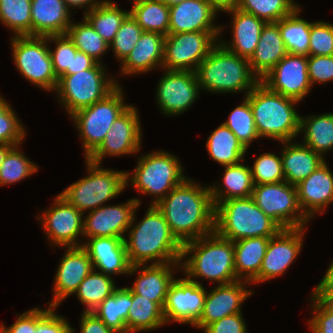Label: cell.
Segmentation results:
<instances>
[{
    "mask_svg": "<svg viewBox=\"0 0 333 333\" xmlns=\"http://www.w3.org/2000/svg\"><path fill=\"white\" fill-rule=\"evenodd\" d=\"M242 313H236L209 324L204 333H247Z\"/></svg>",
    "mask_w": 333,
    "mask_h": 333,
    "instance_id": "55",
    "label": "cell"
},
{
    "mask_svg": "<svg viewBox=\"0 0 333 333\" xmlns=\"http://www.w3.org/2000/svg\"><path fill=\"white\" fill-rule=\"evenodd\" d=\"M16 321L9 327L0 324V333H34L36 330V307L17 315Z\"/></svg>",
    "mask_w": 333,
    "mask_h": 333,
    "instance_id": "56",
    "label": "cell"
},
{
    "mask_svg": "<svg viewBox=\"0 0 333 333\" xmlns=\"http://www.w3.org/2000/svg\"><path fill=\"white\" fill-rule=\"evenodd\" d=\"M97 63L91 56L78 51L73 56L72 70H67L63 75H72L79 71L87 70L92 68Z\"/></svg>",
    "mask_w": 333,
    "mask_h": 333,
    "instance_id": "59",
    "label": "cell"
},
{
    "mask_svg": "<svg viewBox=\"0 0 333 333\" xmlns=\"http://www.w3.org/2000/svg\"><path fill=\"white\" fill-rule=\"evenodd\" d=\"M163 1L166 5H168L169 7L173 6V5H176V4H179L181 3L182 1L184 0H161Z\"/></svg>",
    "mask_w": 333,
    "mask_h": 333,
    "instance_id": "63",
    "label": "cell"
},
{
    "mask_svg": "<svg viewBox=\"0 0 333 333\" xmlns=\"http://www.w3.org/2000/svg\"><path fill=\"white\" fill-rule=\"evenodd\" d=\"M135 106H130L119 115L101 145L87 158L101 164L105 156H123L138 154L141 147L142 129L139 113Z\"/></svg>",
    "mask_w": 333,
    "mask_h": 333,
    "instance_id": "14",
    "label": "cell"
},
{
    "mask_svg": "<svg viewBox=\"0 0 333 333\" xmlns=\"http://www.w3.org/2000/svg\"><path fill=\"white\" fill-rule=\"evenodd\" d=\"M233 241L215 231L182 246L180 268L186 278L201 285L195 278L208 279L217 285L238 281L234 265ZM187 259V260H186Z\"/></svg>",
    "mask_w": 333,
    "mask_h": 333,
    "instance_id": "3",
    "label": "cell"
},
{
    "mask_svg": "<svg viewBox=\"0 0 333 333\" xmlns=\"http://www.w3.org/2000/svg\"><path fill=\"white\" fill-rule=\"evenodd\" d=\"M64 0H31V36L66 34L72 23Z\"/></svg>",
    "mask_w": 333,
    "mask_h": 333,
    "instance_id": "27",
    "label": "cell"
},
{
    "mask_svg": "<svg viewBox=\"0 0 333 333\" xmlns=\"http://www.w3.org/2000/svg\"><path fill=\"white\" fill-rule=\"evenodd\" d=\"M87 175L59 193L85 215L116 198L126 186V171L104 169L101 164L85 159Z\"/></svg>",
    "mask_w": 333,
    "mask_h": 333,
    "instance_id": "8",
    "label": "cell"
},
{
    "mask_svg": "<svg viewBox=\"0 0 333 333\" xmlns=\"http://www.w3.org/2000/svg\"><path fill=\"white\" fill-rule=\"evenodd\" d=\"M301 10L298 7L291 15L280 19L276 23L279 26L287 52L293 55L308 56L312 22L299 18Z\"/></svg>",
    "mask_w": 333,
    "mask_h": 333,
    "instance_id": "40",
    "label": "cell"
},
{
    "mask_svg": "<svg viewBox=\"0 0 333 333\" xmlns=\"http://www.w3.org/2000/svg\"><path fill=\"white\" fill-rule=\"evenodd\" d=\"M250 284L248 281L238 280L212 288L209 293L207 292L203 312L193 327L204 330L209 324L219 319L242 313V303L254 293L246 289V286Z\"/></svg>",
    "mask_w": 333,
    "mask_h": 333,
    "instance_id": "21",
    "label": "cell"
},
{
    "mask_svg": "<svg viewBox=\"0 0 333 333\" xmlns=\"http://www.w3.org/2000/svg\"><path fill=\"white\" fill-rule=\"evenodd\" d=\"M271 237L244 238L233 242L238 280L252 282L258 275Z\"/></svg>",
    "mask_w": 333,
    "mask_h": 333,
    "instance_id": "32",
    "label": "cell"
},
{
    "mask_svg": "<svg viewBox=\"0 0 333 333\" xmlns=\"http://www.w3.org/2000/svg\"><path fill=\"white\" fill-rule=\"evenodd\" d=\"M52 207L44 209L42 216H37L52 246L79 247L82 243L77 238L83 236L84 214L68 203L59 194L54 198ZM52 242V243H51Z\"/></svg>",
    "mask_w": 333,
    "mask_h": 333,
    "instance_id": "15",
    "label": "cell"
},
{
    "mask_svg": "<svg viewBox=\"0 0 333 333\" xmlns=\"http://www.w3.org/2000/svg\"><path fill=\"white\" fill-rule=\"evenodd\" d=\"M93 269L92 261L82 246L66 247L55 274L52 292L54 298L52 303L48 302L49 306L57 308L65 298L74 294Z\"/></svg>",
    "mask_w": 333,
    "mask_h": 333,
    "instance_id": "22",
    "label": "cell"
},
{
    "mask_svg": "<svg viewBox=\"0 0 333 333\" xmlns=\"http://www.w3.org/2000/svg\"><path fill=\"white\" fill-rule=\"evenodd\" d=\"M296 190L299 205L310 220L315 214H324L325 208L333 203V173L327 162L321 164L308 178L299 182Z\"/></svg>",
    "mask_w": 333,
    "mask_h": 333,
    "instance_id": "24",
    "label": "cell"
},
{
    "mask_svg": "<svg viewBox=\"0 0 333 333\" xmlns=\"http://www.w3.org/2000/svg\"><path fill=\"white\" fill-rule=\"evenodd\" d=\"M217 12H226L237 8L239 0H206Z\"/></svg>",
    "mask_w": 333,
    "mask_h": 333,
    "instance_id": "61",
    "label": "cell"
},
{
    "mask_svg": "<svg viewBox=\"0 0 333 333\" xmlns=\"http://www.w3.org/2000/svg\"><path fill=\"white\" fill-rule=\"evenodd\" d=\"M250 170L254 185L285 181L281 156L274 153L257 156Z\"/></svg>",
    "mask_w": 333,
    "mask_h": 333,
    "instance_id": "49",
    "label": "cell"
},
{
    "mask_svg": "<svg viewBox=\"0 0 333 333\" xmlns=\"http://www.w3.org/2000/svg\"><path fill=\"white\" fill-rule=\"evenodd\" d=\"M308 75L311 85L333 81V55L307 56Z\"/></svg>",
    "mask_w": 333,
    "mask_h": 333,
    "instance_id": "54",
    "label": "cell"
},
{
    "mask_svg": "<svg viewBox=\"0 0 333 333\" xmlns=\"http://www.w3.org/2000/svg\"><path fill=\"white\" fill-rule=\"evenodd\" d=\"M56 307L48 309L36 308V330L34 333H72L70 323L61 315L56 314Z\"/></svg>",
    "mask_w": 333,
    "mask_h": 333,
    "instance_id": "52",
    "label": "cell"
},
{
    "mask_svg": "<svg viewBox=\"0 0 333 333\" xmlns=\"http://www.w3.org/2000/svg\"><path fill=\"white\" fill-rule=\"evenodd\" d=\"M251 197L282 229L306 228L310 220L299 205L296 186L286 181L254 185Z\"/></svg>",
    "mask_w": 333,
    "mask_h": 333,
    "instance_id": "12",
    "label": "cell"
},
{
    "mask_svg": "<svg viewBox=\"0 0 333 333\" xmlns=\"http://www.w3.org/2000/svg\"><path fill=\"white\" fill-rule=\"evenodd\" d=\"M197 80L201 90L209 93H239L245 96L260 82L250 68L249 60L232 53L219 42L198 65Z\"/></svg>",
    "mask_w": 333,
    "mask_h": 333,
    "instance_id": "5",
    "label": "cell"
},
{
    "mask_svg": "<svg viewBox=\"0 0 333 333\" xmlns=\"http://www.w3.org/2000/svg\"><path fill=\"white\" fill-rule=\"evenodd\" d=\"M20 147V145L13 146L7 152L0 166V186L18 183L38 171L37 164L31 162L21 152Z\"/></svg>",
    "mask_w": 333,
    "mask_h": 333,
    "instance_id": "45",
    "label": "cell"
},
{
    "mask_svg": "<svg viewBox=\"0 0 333 333\" xmlns=\"http://www.w3.org/2000/svg\"><path fill=\"white\" fill-rule=\"evenodd\" d=\"M67 7L71 10V8H85L84 13L91 11L93 8H95L101 0H64ZM87 9V10H86Z\"/></svg>",
    "mask_w": 333,
    "mask_h": 333,
    "instance_id": "60",
    "label": "cell"
},
{
    "mask_svg": "<svg viewBox=\"0 0 333 333\" xmlns=\"http://www.w3.org/2000/svg\"><path fill=\"white\" fill-rule=\"evenodd\" d=\"M302 132V143L325 158L324 154L333 149V112L300 116L299 133Z\"/></svg>",
    "mask_w": 333,
    "mask_h": 333,
    "instance_id": "34",
    "label": "cell"
},
{
    "mask_svg": "<svg viewBox=\"0 0 333 333\" xmlns=\"http://www.w3.org/2000/svg\"><path fill=\"white\" fill-rule=\"evenodd\" d=\"M298 7L295 0H239L237 8L268 22L291 15Z\"/></svg>",
    "mask_w": 333,
    "mask_h": 333,
    "instance_id": "44",
    "label": "cell"
},
{
    "mask_svg": "<svg viewBox=\"0 0 333 333\" xmlns=\"http://www.w3.org/2000/svg\"><path fill=\"white\" fill-rule=\"evenodd\" d=\"M25 136L26 129L21 120L0 94V144L21 145Z\"/></svg>",
    "mask_w": 333,
    "mask_h": 333,
    "instance_id": "47",
    "label": "cell"
},
{
    "mask_svg": "<svg viewBox=\"0 0 333 333\" xmlns=\"http://www.w3.org/2000/svg\"><path fill=\"white\" fill-rule=\"evenodd\" d=\"M141 204L138 198H131L118 205H103L88 212L83 221V237H117L125 239L136 207Z\"/></svg>",
    "mask_w": 333,
    "mask_h": 333,
    "instance_id": "20",
    "label": "cell"
},
{
    "mask_svg": "<svg viewBox=\"0 0 333 333\" xmlns=\"http://www.w3.org/2000/svg\"><path fill=\"white\" fill-rule=\"evenodd\" d=\"M0 22L12 36H31V0H0Z\"/></svg>",
    "mask_w": 333,
    "mask_h": 333,
    "instance_id": "43",
    "label": "cell"
},
{
    "mask_svg": "<svg viewBox=\"0 0 333 333\" xmlns=\"http://www.w3.org/2000/svg\"><path fill=\"white\" fill-rule=\"evenodd\" d=\"M226 12L232 14V40L228 43L219 39L218 42L232 53L249 60L258 45L266 22L238 8Z\"/></svg>",
    "mask_w": 333,
    "mask_h": 333,
    "instance_id": "29",
    "label": "cell"
},
{
    "mask_svg": "<svg viewBox=\"0 0 333 333\" xmlns=\"http://www.w3.org/2000/svg\"><path fill=\"white\" fill-rule=\"evenodd\" d=\"M165 324L163 309L157 303L132 291V305L127 316V333L155 330Z\"/></svg>",
    "mask_w": 333,
    "mask_h": 333,
    "instance_id": "38",
    "label": "cell"
},
{
    "mask_svg": "<svg viewBox=\"0 0 333 333\" xmlns=\"http://www.w3.org/2000/svg\"><path fill=\"white\" fill-rule=\"evenodd\" d=\"M143 32L142 28L129 13L109 45V48L115 54L114 57L118 58L120 63L131 53Z\"/></svg>",
    "mask_w": 333,
    "mask_h": 333,
    "instance_id": "48",
    "label": "cell"
},
{
    "mask_svg": "<svg viewBox=\"0 0 333 333\" xmlns=\"http://www.w3.org/2000/svg\"><path fill=\"white\" fill-rule=\"evenodd\" d=\"M223 124L227 126L248 150L249 145L260 137L257 134L253 112L249 100L244 97L242 103L229 115Z\"/></svg>",
    "mask_w": 333,
    "mask_h": 333,
    "instance_id": "46",
    "label": "cell"
},
{
    "mask_svg": "<svg viewBox=\"0 0 333 333\" xmlns=\"http://www.w3.org/2000/svg\"><path fill=\"white\" fill-rule=\"evenodd\" d=\"M117 288L111 276L93 269L79 284L74 294H76L81 304L86 306L84 311L92 312L104 299L111 296Z\"/></svg>",
    "mask_w": 333,
    "mask_h": 333,
    "instance_id": "41",
    "label": "cell"
},
{
    "mask_svg": "<svg viewBox=\"0 0 333 333\" xmlns=\"http://www.w3.org/2000/svg\"><path fill=\"white\" fill-rule=\"evenodd\" d=\"M103 64L97 62L90 69L58 78L55 91L68 115L104 99L120 84L107 77Z\"/></svg>",
    "mask_w": 333,
    "mask_h": 333,
    "instance_id": "9",
    "label": "cell"
},
{
    "mask_svg": "<svg viewBox=\"0 0 333 333\" xmlns=\"http://www.w3.org/2000/svg\"><path fill=\"white\" fill-rule=\"evenodd\" d=\"M218 12L206 0H184L169 7V33L221 32L215 23Z\"/></svg>",
    "mask_w": 333,
    "mask_h": 333,
    "instance_id": "23",
    "label": "cell"
},
{
    "mask_svg": "<svg viewBox=\"0 0 333 333\" xmlns=\"http://www.w3.org/2000/svg\"><path fill=\"white\" fill-rule=\"evenodd\" d=\"M82 247L88 253L94 270H99L106 275L126 274L131 267L126 252L123 238L117 237H93L86 238Z\"/></svg>",
    "mask_w": 333,
    "mask_h": 333,
    "instance_id": "25",
    "label": "cell"
},
{
    "mask_svg": "<svg viewBox=\"0 0 333 333\" xmlns=\"http://www.w3.org/2000/svg\"><path fill=\"white\" fill-rule=\"evenodd\" d=\"M305 227L281 229L268 242L259 275L251 284L264 283L286 273L302 250Z\"/></svg>",
    "mask_w": 333,
    "mask_h": 333,
    "instance_id": "18",
    "label": "cell"
},
{
    "mask_svg": "<svg viewBox=\"0 0 333 333\" xmlns=\"http://www.w3.org/2000/svg\"><path fill=\"white\" fill-rule=\"evenodd\" d=\"M221 32H184L165 36L162 69L193 71L221 38Z\"/></svg>",
    "mask_w": 333,
    "mask_h": 333,
    "instance_id": "13",
    "label": "cell"
},
{
    "mask_svg": "<svg viewBox=\"0 0 333 333\" xmlns=\"http://www.w3.org/2000/svg\"><path fill=\"white\" fill-rule=\"evenodd\" d=\"M123 94L118 85L104 99L70 115L79 132L85 159L101 145L116 118L130 106L125 103Z\"/></svg>",
    "mask_w": 333,
    "mask_h": 333,
    "instance_id": "10",
    "label": "cell"
},
{
    "mask_svg": "<svg viewBox=\"0 0 333 333\" xmlns=\"http://www.w3.org/2000/svg\"><path fill=\"white\" fill-rule=\"evenodd\" d=\"M165 36L143 32L129 55L121 63V75L146 73L160 67L164 60Z\"/></svg>",
    "mask_w": 333,
    "mask_h": 333,
    "instance_id": "28",
    "label": "cell"
},
{
    "mask_svg": "<svg viewBox=\"0 0 333 333\" xmlns=\"http://www.w3.org/2000/svg\"><path fill=\"white\" fill-rule=\"evenodd\" d=\"M327 272L311 294L316 300L333 306V260L328 266Z\"/></svg>",
    "mask_w": 333,
    "mask_h": 333,
    "instance_id": "57",
    "label": "cell"
},
{
    "mask_svg": "<svg viewBox=\"0 0 333 333\" xmlns=\"http://www.w3.org/2000/svg\"><path fill=\"white\" fill-rule=\"evenodd\" d=\"M47 41L56 46L53 51L50 49V54L54 72L60 78L67 70H72L73 56L78 49L67 34L47 36Z\"/></svg>",
    "mask_w": 333,
    "mask_h": 333,
    "instance_id": "50",
    "label": "cell"
},
{
    "mask_svg": "<svg viewBox=\"0 0 333 333\" xmlns=\"http://www.w3.org/2000/svg\"><path fill=\"white\" fill-rule=\"evenodd\" d=\"M287 54L278 24L268 22L263 26L258 45L249 59L251 71L261 80Z\"/></svg>",
    "mask_w": 333,
    "mask_h": 333,
    "instance_id": "30",
    "label": "cell"
},
{
    "mask_svg": "<svg viewBox=\"0 0 333 333\" xmlns=\"http://www.w3.org/2000/svg\"><path fill=\"white\" fill-rule=\"evenodd\" d=\"M138 207L128 228V239H124L130 265H145L148 261L150 264L180 263L183 245L172 234L163 214L155 205H149L146 215L136 223Z\"/></svg>",
    "mask_w": 333,
    "mask_h": 333,
    "instance_id": "2",
    "label": "cell"
},
{
    "mask_svg": "<svg viewBox=\"0 0 333 333\" xmlns=\"http://www.w3.org/2000/svg\"><path fill=\"white\" fill-rule=\"evenodd\" d=\"M81 333H118L100 320L93 312L83 311L80 319ZM76 329L72 328V333Z\"/></svg>",
    "mask_w": 333,
    "mask_h": 333,
    "instance_id": "58",
    "label": "cell"
},
{
    "mask_svg": "<svg viewBox=\"0 0 333 333\" xmlns=\"http://www.w3.org/2000/svg\"><path fill=\"white\" fill-rule=\"evenodd\" d=\"M138 159L134 173L126 172V186H133L138 193L153 195L149 205H156L187 178L178 157L164 150L141 155Z\"/></svg>",
    "mask_w": 333,
    "mask_h": 333,
    "instance_id": "7",
    "label": "cell"
},
{
    "mask_svg": "<svg viewBox=\"0 0 333 333\" xmlns=\"http://www.w3.org/2000/svg\"><path fill=\"white\" fill-rule=\"evenodd\" d=\"M307 56L288 53L260 82L273 92L301 102L311 91Z\"/></svg>",
    "mask_w": 333,
    "mask_h": 333,
    "instance_id": "19",
    "label": "cell"
},
{
    "mask_svg": "<svg viewBox=\"0 0 333 333\" xmlns=\"http://www.w3.org/2000/svg\"><path fill=\"white\" fill-rule=\"evenodd\" d=\"M312 318L308 321L312 333H333V306L316 300L311 295Z\"/></svg>",
    "mask_w": 333,
    "mask_h": 333,
    "instance_id": "53",
    "label": "cell"
},
{
    "mask_svg": "<svg viewBox=\"0 0 333 333\" xmlns=\"http://www.w3.org/2000/svg\"><path fill=\"white\" fill-rule=\"evenodd\" d=\"M129 14L123 11L114 1L101 0L91 11L84 13V17L96 32L110 45L121 23Z\"/></svg>",
    "mask_w": 333,
    "mask_h": 333,
    "instance_id": "39",
    "label": "cell"
},
{
    "mask_svg": "<svg viewBox=\"0 0 333 333\" xmlns=\"http://www.w3.org/2000/svg\"><path fill=\"white\" fill-rule=\"evenodd\" d=\"M308 55H333V24L324 21L311 23Z\"/></svg>",
    "mask_w": 333,
    "mask_h": 333,
    "instance_id": "51",
    "label": "cell"
},
{
    "mask_svg": "<svg viewBox=\"0 0 333 333\" xmlns=\"http://www.w3.org/2000/svg\"><path fill=\"white\" fill-rule=\"evenodd\" d=\"M206 148L212 160L222 166L244 161L247 153L245 146L223 123L209 135Z\"/></svg>",
    "mask_w": 333,
    "mask_h": 333,
    "instance_id": "35",
    "label": "cell"
},
{
    "mask_svg": "<svg viewBox=\"0 0 333 333\" xmlns=\"http://www.w3.org/2000/svg\"><path fill=\"white\" fill-rule=\"evenodd\" d=\"M281 229L251 196L229 199L215 206L214 231L233 242L244 238L273 237Z\"/></svg>",
    "mask_w": 333,
    "mask_h": 333,
    "instance_id": "6",
    "label": "cell"
},
{
    "mask_svg": "<svg viewBox=\"0 0 333 333\" xmlns=\"http://www.w3.org/2000/svg\"><path fill=\"white\" fill-rule=\"evenodd\" d=\"M284 144L280 156L282 159L285 181L291 185L308 178L321 164L325 158L315 153L303 143L292 141L281 142Z\"/></svg>",
    "mask_w": 333,
    "mask_h": 333,
    "instance_id": "31",
    "label": "cell"
},
{
    "mask_svg": "<svg viewBox=\"0 0 333 333\" xmlns=\"http://www.w3.org/2000/svg\"><path fill=\"white\" fill-rule=\"evenodd\" d=\"M84 21V22H83ZM82 22H73L68 27L67 35L73 41L74 46L98 63L104 53L107 52L109 44L96 32L91 24L83 18Z\"/></svg>",
    "mask_w": 333,
    "mask_h": 333,
    "instance_id": "42",
    "label": "cell"
},
{
    "mask_svg": "<svg viewBox=\"0 0 333 333\" xmlns=\"http://www.w3.org/2000/svg\"><path fill=\"white\" fill-rule=\"evenodd\" d=\"M155 206L182 245L214 232L215 207L209 186L187 177Z\"/></svg>",
    "mask_w": 333,
    "mask_h": 333,
    "instance_id": "1",
    "label": "cell"
},
{
    "mask_svg": "<svg viewBox=\"0 0 333 333\" xmlns=\"http://www.w3.org/2000/svg\"><path fill=\"white\" fill-rule=\"evenodd\" d=\"M223 167L225 170L224 175H222V184L209 185L214 207L220 202L229 199L250 197L254 189L250 166H245L239 162Z\"/></svg>",
    "mask_w": 333,
    "mask_h": 333,
    "instance_id": "33",
    "label": "cell"
},
{
    "mask_svg": "<svg viewBox=\"0 0 333 333\" xmlns=\"http://www.w3.org/2000/svg\"><path fill=\"white\" fill-rule=\"evenodd\" d=\"M250 103L257 134L276 141H292L299 135L300 114L294 108L299 102L268 89L259 82L245 96Z\"/></svg>",
    "mask_w": 333,
    "mask_h": 333,
    "instance_id": "4",
    "label": "cell"
},
{
    "mask_svg": "<svg viewBox=\"0 0 333 333\" xmlns=\"http://www.w3.org/2000/svg\"><path fill=\"white\" fill-rule=\"evenodd\" d=\"M131 305L132 290L129 287H121L104 299L92 312L107 327L118 333H127V316Z\"/></svg>",
    "mask_w": 333,
    "mask_h": 333,
    "instance_id": "36",
    "label": "cell"
},
{
    "mask_svg": "<svg viewBox=\"0 0 333 333\" xmlns=\"http://www.w3.org/2000/svg\"><path fill=\"white\" fill-rule=\"evenodd\" d=\"M12 145L8 144H0V166L3 163V160L7 154V152L12 148Z\"/></svg>",
    "mask_w": 333,
    "mask_h": 333,
    "instance_id": "62",
    "label": "cell"
},
{
    "mask_svg": "<svg viewBox=\"0 0 333 333\" xmlns=\"http://www.w3.org/2000/svg\"><path fill=\"white\" fill-rule=\"evenodd\" d=\"M201 88L193 71L165 70L156 88V101L164 115H180L197 100Z\"/></svg>",
    "mask_w": 333,
    "mask_h": 333,
    "instance_id": "16",
    "label": "cell"
},
{
    "mask_svg": "<svg viewBox=\"0 0 333 333\" xmlns=\"http://www.w3.org/2000/svg\"><path fill=\"white\" fill-rule=\"evenodd\" d=\"M129 13L144 32L169 33V6L161 0H131Z\"/></svg>",
    "mask_w": 333,
    "mask_h": 333,
    "instance_id": "37",
    "label": "cell"
},
{
    "mask_svg": "<svg viewBox=\"0 0 333 333\" xmlns=\"http://www.w3.org/2000/svg\"><path fill=\"white\" fill-rule=\"evenodd\" d=\"M207 295V290L201 284L188 278H176L170 284L163 315L166 324L177 322L194 326L199 320Z\"/></svg>",
    "mask_w": 333,
    "mask_h": 333,
    "instance_id": "17",
    "label": "cell"
},
{
    "mask_svg": "<svg viewBox=\"0 0 333 333\" xmlns=\"http://www.w3.org/2000/svg\"><path fill=\"white\" fill-rule=\"evenodd\" d=\"M139 268L142 270L139 271L140 274L137 275L133 286L129 288L135 294L157 303L163 309L169 286L175 279L173 270L176 268L178 271L180 263L134 265L130 267L128 274L134 275Z\"/></svg>",
    "mask_w": 333,
    "mask_h": 333,
    "instance_id": "26",
    "label": "cell"
},
{
    "mask_svg": "<svg viewBox=\"0 0 333 333\" xmlns=\"http://www.w3.org/2000/svg\"><path fill=\"white\" fill-rule=\"evenodd\" d=\"M12 58L18 72L39 88L55 92L58 85L47 37L13 36Z\"/></svg>",
    "mask_w": 333,
    "mask_h": 333,
    "instance_id": "11",
    "label": "cell"
}]
</instances>
